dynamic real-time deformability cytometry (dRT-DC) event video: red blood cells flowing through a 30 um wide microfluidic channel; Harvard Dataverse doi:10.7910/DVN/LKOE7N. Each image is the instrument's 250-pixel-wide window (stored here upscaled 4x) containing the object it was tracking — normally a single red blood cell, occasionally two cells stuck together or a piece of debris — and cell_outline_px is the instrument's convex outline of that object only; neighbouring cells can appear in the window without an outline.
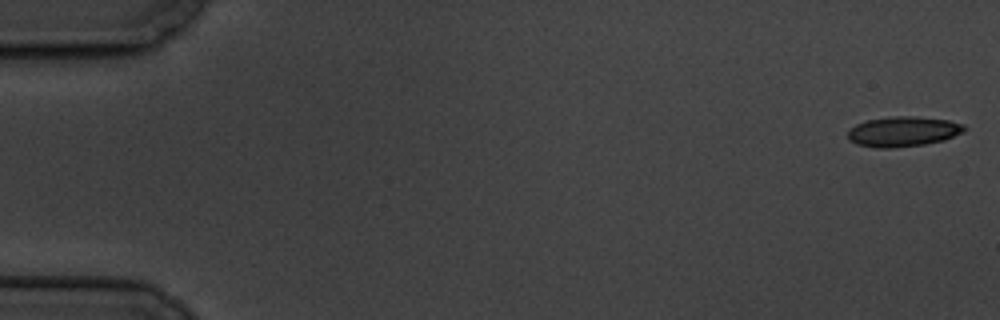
{"species": "common noctule bat (a hibernating species)", "species_latin": "Nyctalus noctula", "temperature_condition": "cold", "stored_images_in_passage": 3, "camera_frame_rate_fps": 3000, "um_per_image_px": 0.085, "animal": {"sex": "male", "body_mass_g": 19.5, "forearm_length_mm": 54.6}, "frame": {"image": 1, "passage_image": 1, "time_ms": 0.0, "image_size_px": [1000, 320], "cell_outline_px": [[968, 128], [964, 132], [944, 140], [924, 144], [892, 148], [876, 148], [856, 144], [848, 140], [848, 128], [856, 124], [868, 120], [892, 116], [916, 116], [948, 120], [964, 124]], "centroid_in_image_um": [76.76, 11.18], "position_along_channel_um": 8.2, "area_um2": 20.63}}